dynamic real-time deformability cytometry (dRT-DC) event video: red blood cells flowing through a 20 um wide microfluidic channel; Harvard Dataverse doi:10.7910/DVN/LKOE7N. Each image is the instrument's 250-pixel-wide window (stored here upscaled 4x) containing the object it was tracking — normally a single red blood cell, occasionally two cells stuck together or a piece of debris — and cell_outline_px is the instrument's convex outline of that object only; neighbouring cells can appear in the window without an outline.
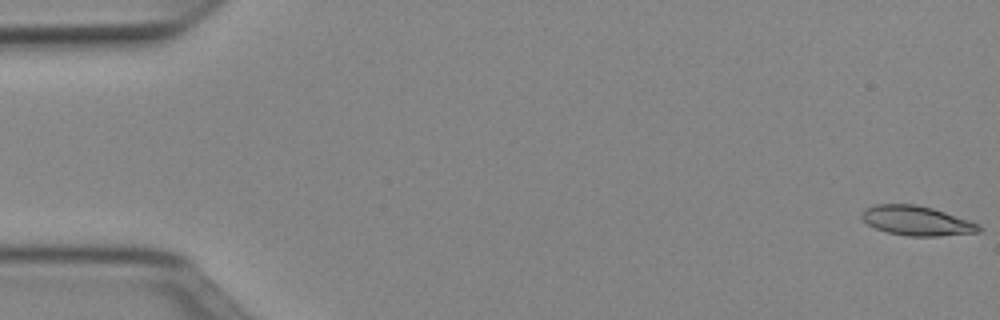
{"species": "Egyptian fruit bat (a non-hibernating species)", "species_latin": "Rousettus aegyptiacus", "temperature_condition": "cold", "stored_images_in_passage": 51, "camera_frame_rate_fps": 3000, "um_per_image_px": 0.085, "animal": {"sex": "female"}, "frame": {"image": 1, "passage_image": 1, "time_ms": 0.0, "image_size_px": [1000, 320], "cell_outline_px": [[984, 228], [980, 232], [936, 236], [908, 236], [888, 232], [876, 228], [868, 224], [860, 216], [864, 208], [876, 204], [916, 204], [932, 208], [980, 224]], "centroid_in_image_um": [77.92, 18.76], "position_along_channel_um": 7.1, "area_um2": 20.11}}
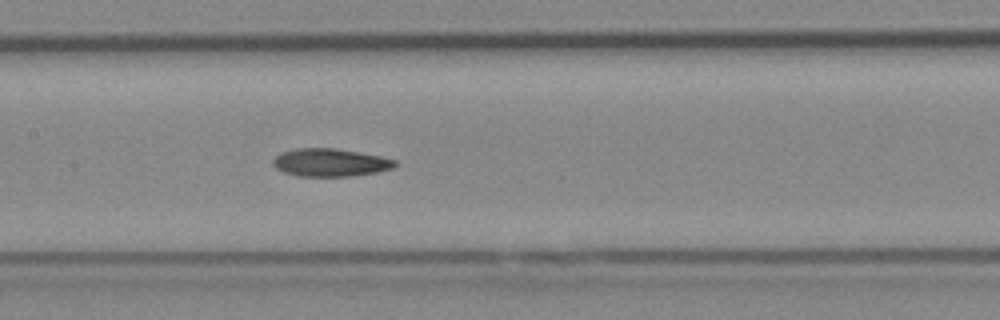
{"frame": {"image": 2, "passage_image": 25, "time_ms": 8.0, "image_size_px": [1000, 320], "cell_outline_px": [[396, 168], [376, 172], [352, 176], [300, 176], [284, 172], [276, 168], [272, 164], [272, 160], [280, 152], [296, 148], [336, 148], [380, 156], [396, 160]], "centroid_in_image_um": [28.07, 13.81], "position_along_channel_um": 179.3, "area_um2": 19.88}}
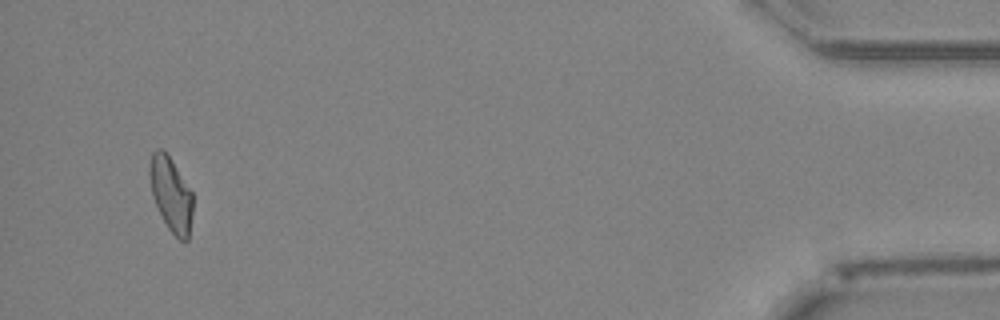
{"frame": {"image": 3, "passage_image": 49, "time_ms": 16.0, "image_size_px": [1000, 320], "cell_outline_px": [[192, 212], [188, 240], [180, 240], [168, 228], [152, 196], [148, 172], [148, 168], [152, 152], [156, 148], [160, 148], [168, 156], [192, 192]], "centroid_in_image_um": [14.51, 16.5], "position_along_channel_um": 420.7, "area_um2": 18.32}, "authors_computed_cell_mechanics": {"area_um2": 19.5942, "velocity_mm_per_s": 3.9856, "shape_relaxation_time_tau1_ms": null, "shape_relaxation_time_tau2_ms": 6.1041, "deformation_change_tau1": null, "deformation_change_tau2": 0.1466}}